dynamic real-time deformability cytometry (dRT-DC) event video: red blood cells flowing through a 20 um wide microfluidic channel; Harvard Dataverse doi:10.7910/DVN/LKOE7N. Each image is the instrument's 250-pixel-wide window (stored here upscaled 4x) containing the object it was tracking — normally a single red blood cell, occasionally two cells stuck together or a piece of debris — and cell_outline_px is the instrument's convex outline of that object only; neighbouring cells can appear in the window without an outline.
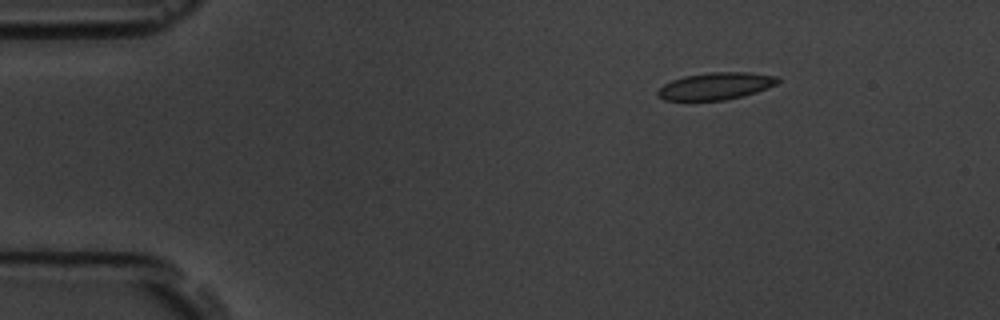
{"species": "common noctule bat (a hibernating species)", "species_latin": "Nyctalus noctula", "temperature_condition": "room temperature", "stored_images_in_passage": 13, "camera_frame_rate_fps": 3000, "um_per_image_px": 0.085, "animal": {"sex": "male", "body_mass_g": 19.5, "forearm_length_mm": 54.6}, "frame": {"image": 1, "passage_image": 1, "time_ms": 0.0, "image_size_px": [1000, 320], "cell_outline_px": [[780, 80], [776, 84], [756, 92], [744, 96], [724, 100], [664, 100], [656, 96], [656, 92], [664, 84], [672, 80], [684, 76], [708, 72], [748, 72], [776, 76]], "centroid_in_image_um": [60.81, 7.31], "position_along_channel_um": 24.2, "area_um2": 18.96}}
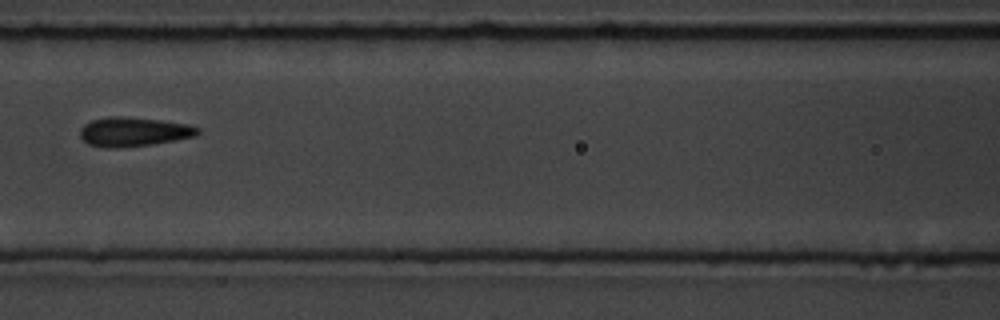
{"frame": {"image": 2, "passage_image": 5, "time_ms": 5.667, "image_size_px": [1000, 320], "cell_outline_px": [[200, 132], [196, 136], [176, 140], [152, 144], [120, 148], [108, 148], [88, 144], [80, 136], [80, 128], [84, 124], [92, 120], [108, 116], [120, 116], [160, 120], [188, 124], [200, 128]], "centroid_in_image_um": [11.36, 11.2], "position_along_channel_um": 155.2, "area_um2": 20.11}}
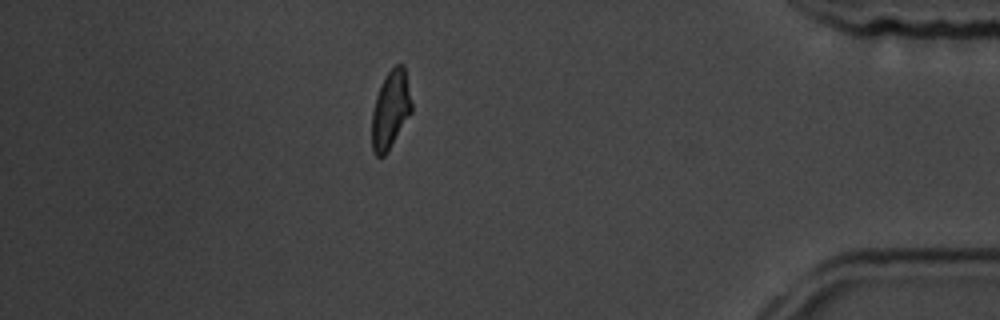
{"frame": {"image": 3, "passage_image": 12, "time_ms": 13.667, "image_size_px": [1000, 320], "cell_outline_px": [[412, 112], [388, 152], [384, 156], [376, 156], [372, 152], [372, 112], [376, 96], [380, 84], [388, 72], [396, 64], [404, 64], [412, 100]], "centroid_in_image_um": [33.2, 9.33], "position_along_channel_um": 402.0, "area_um2": 18.32}, "authors_computed_cell_mechanics": {"area_um2": 19.2474, "velocity_mm_per_s": 3.614, "shape_relaxation_time_tau1_ms": 1.7772, "shape_relaxation_time_tau2_ms": 0.779, "deformation_change_tau1": 0.103, "deformation_change_tau2": 0.0762}}